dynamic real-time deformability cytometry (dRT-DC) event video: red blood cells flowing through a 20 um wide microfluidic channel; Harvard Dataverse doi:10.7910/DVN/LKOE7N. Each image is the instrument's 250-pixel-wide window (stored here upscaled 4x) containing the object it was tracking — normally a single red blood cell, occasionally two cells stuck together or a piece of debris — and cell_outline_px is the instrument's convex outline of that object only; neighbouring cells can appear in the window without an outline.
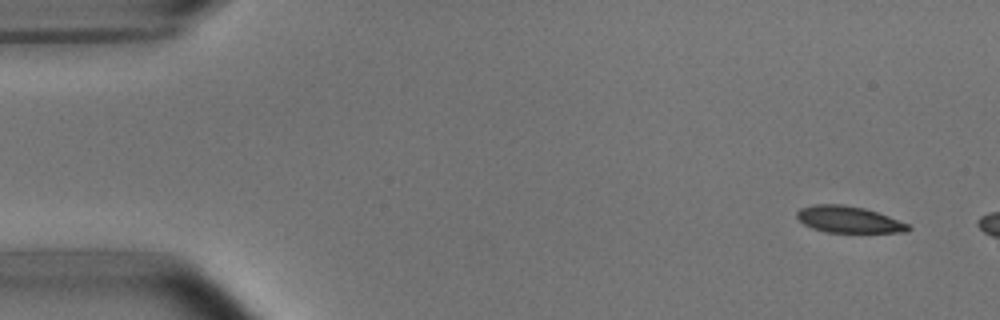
{"species": "common noctule bat (a hibernating species)", "species_latin": "Nyctalus noctula", "temperature_condition": "room temperature", "stored_images_in_passage": 2, "camera_frame_rate_fps": 3000, "um_per_image_px": 0.085, "animal": {"sex": "male", "body_mass_g": 15.6}, "frame": {"image": 1, "passage_image": 1, "time_ms": 0.0, "image_size_px": [1000, 320], "cell_outline_px": [[912, 228], [908, 232], [828, 232], [812, 228], [804, 224], [796, 216], [796, 212], [800, 208], [816, 204], [840, 204], [864, 208], [888, 216], [908, 224]], "centroid_in_image_um": [72.13, 18.66], "position_along_channel_um": 12.9, "area_um2": 17.05}}